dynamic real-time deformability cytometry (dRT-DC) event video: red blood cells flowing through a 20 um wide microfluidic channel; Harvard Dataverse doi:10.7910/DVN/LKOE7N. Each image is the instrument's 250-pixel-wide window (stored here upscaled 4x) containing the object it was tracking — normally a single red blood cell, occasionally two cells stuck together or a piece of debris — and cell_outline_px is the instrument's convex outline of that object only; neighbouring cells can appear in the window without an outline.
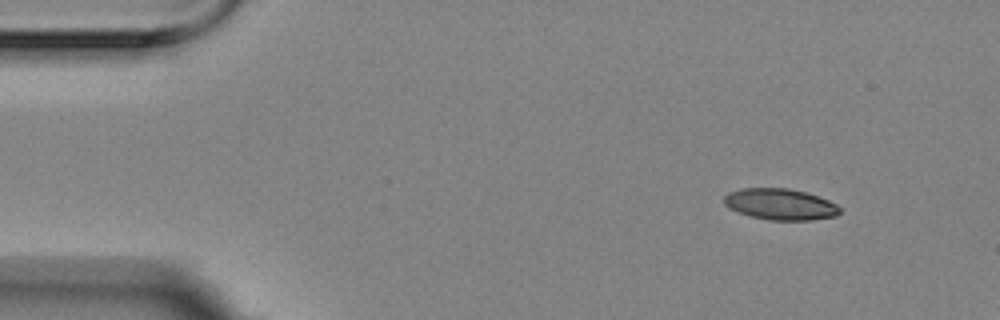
{"species": "Egyptian fruit bat (a non-hibernating species)", "species_latin": "Rousettus aegyptiacus", "temperature_condition": "room temperature", "stored_images_in_passage": 4, "camera_frame_rate_fps": 3000, "um_per_image_px": 0.085, "animal": {"sex": "female"}, "frame": {"image": 1, "passage_image": 1, "time_ms": 0.0, "image_size_px": [1000, 320], "cell_outline_px": [[840, 212], [836, 216], [812, 220], [768, 220], [752, 216], [740, 212], [724, 204], [724, 196], [728, 192], [740, 188], [788, 188], [804, 192], [828, 200], [836, 204], [840, 208]], "centroid_in_image_um": [66.33, 17.36], "position_along_channel_um": 18.7, "area_um2": 20.87}}